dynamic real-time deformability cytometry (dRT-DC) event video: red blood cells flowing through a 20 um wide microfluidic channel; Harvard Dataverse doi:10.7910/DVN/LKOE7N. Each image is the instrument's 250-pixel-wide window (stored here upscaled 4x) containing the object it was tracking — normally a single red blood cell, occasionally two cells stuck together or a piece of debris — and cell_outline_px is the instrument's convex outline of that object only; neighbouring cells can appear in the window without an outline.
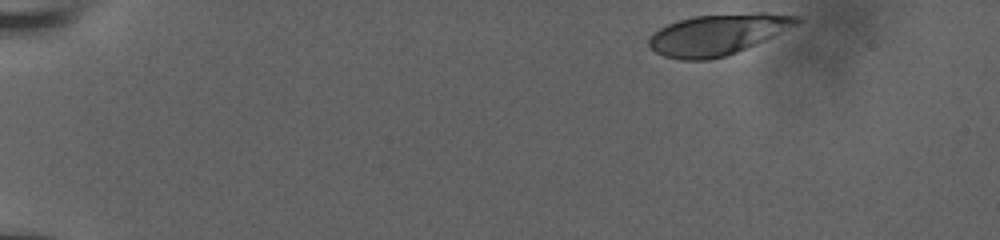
{"species": "human", "species_latin": "Homo sapiens", "temperature_condition": "room temperature", "stored_images_in_passage": 41, "camera_frame_rate_fps": 3000, "um_per_image_px": 0.085, "donor": {"sex": "male"}, "frame": {"image": 1, "passage_image": 1, "time_ms": 0.0, "image_size_px": [1000, 240], "cell_outline_px": [[804, 20], [764, 40], [736, 52], [724, 56], [708, 60], [680, 60], [664, 56], [656, 52], [648, 44], [648, 40], [660, 28], [668, 24], [692, 16], [760, 12], [764, 12], [800, 16]], "centroid_in_image_um": [61.01, 2.92], "position_along_channel_um": 24.0, "area_um2": 34.8}}
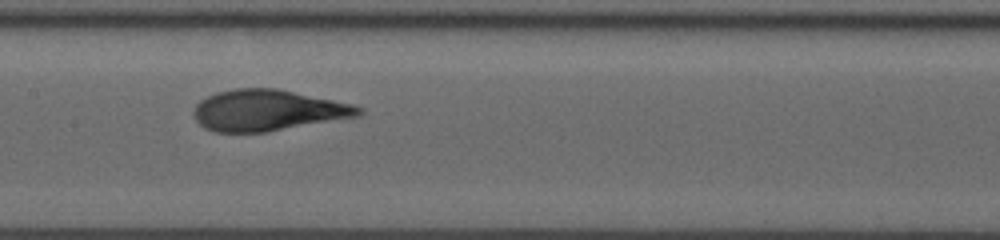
{"frame": {"image": 2, "passage_image": 23, "time_ms": 7.333, "image_size_px": [1000, 240], "cell_outline_px": [[364, 112], [360, 116], [268, 132], [212, 132], [204, 128], [196, 120], [192, 112], [196, 104], [200, 100], [216, 92], [236, 88], [276, 88], [352, 104], [364, 108]], "centroid_in_image_um": [22.75, 9.39], "position_along_channel_um": 184.6, "area_um2": 39.65}}
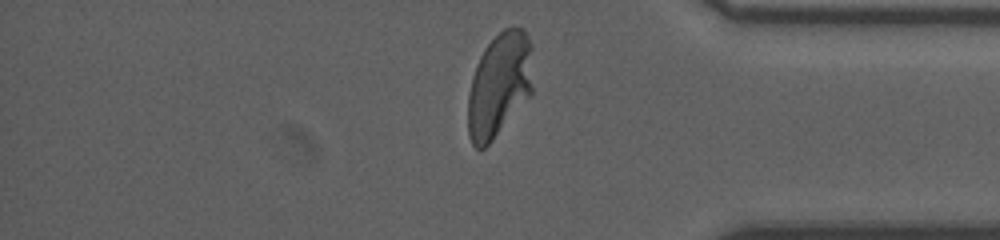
{"frame": {"image": 3, "passage_image": 40, "time_ms": 13.0, "image_size_px": [1000, 240], "cell_outline_px": [[532, 96], [492, 140], [484, 148], [476, 148], [472, 144], [468, 136], [468, 96], [472, 76], [476, 64], [484, 48], [504, 28], [524, 28], [532, 44]], "centroid_in_image_um": [42.46, 7.22], "position_along_channel_um": 392.7, "area_um2": 39.88}, "authors_computed_cell_mechanics": {"area_um2": 38.437, "velocity_mm_per_s": 3.9096, "shape_relaxation_time_tau1_ms": 5.7884, "shape_relaxation_time_tau2_ms": null, "deformation_change_tau1": 0.2379, "deformation_change_tau2": null}}